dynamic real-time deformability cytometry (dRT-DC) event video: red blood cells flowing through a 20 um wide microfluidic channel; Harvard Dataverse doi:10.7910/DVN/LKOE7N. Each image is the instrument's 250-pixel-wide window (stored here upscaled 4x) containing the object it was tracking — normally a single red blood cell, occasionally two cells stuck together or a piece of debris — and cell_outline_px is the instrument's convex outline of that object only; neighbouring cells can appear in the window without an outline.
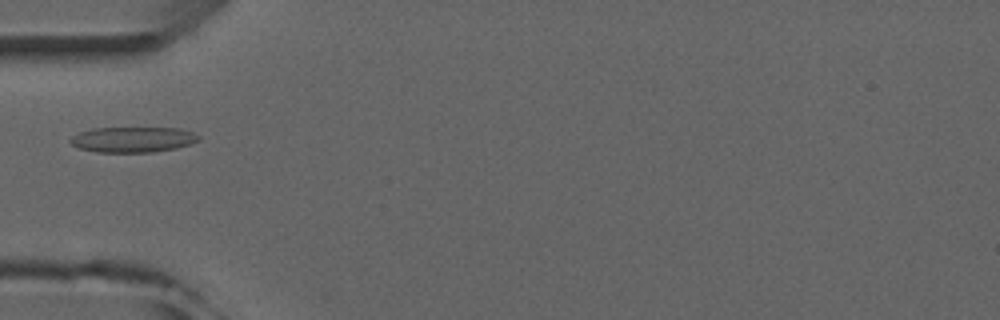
{"species": "common noctule bat (a hibernating species)", "species_latin": "Nyctalus noctula", "temperature_condition": "room temperature", "stored_images_in_passage": 4, "camera_frame_rate_fps": 3000, "um_per_image_px": 0.085, "animal": {"sex": "male", "forearm_length_mm": 52.5}, "frame": {"image": 1, "passage_image": 3, "time_ms": 2.333, "image_size_px": [1000, 320], "cell_outline_px": [[200, 140], [176, 148], [152, 152], [96, 152], [80, 148], [72, 144], [68, 140], [72, 136], [80, 132], [92, 128], [180, 128], [192, 132], [200, 136]], "centroid_in_image_um": [11.29, 11.86], "position_along_channel_um": 73.7, "area_um2": 18.96}}
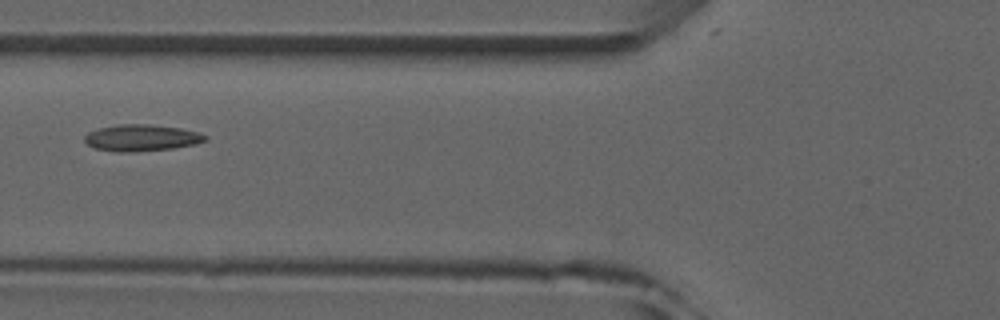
{"frame": {"image": 2, "passage_image": 4, "time_ms": 3.333, "image_size_px": [1000, 320], "cell_outline_px": [[208, 140], [196, 144], [172, 148], [128, 152], [120, 152], [96, 148], [88, 144], [84, 140], [84, 136], [88, 132], [100, 128], [116, 124], [148, 124], [180, 128], [200, 132], [208, 136]], "centroid_in_image_um": [12.06, 11.7], "position_along_channel_um": 113.7, "area_um2": 18.61}}